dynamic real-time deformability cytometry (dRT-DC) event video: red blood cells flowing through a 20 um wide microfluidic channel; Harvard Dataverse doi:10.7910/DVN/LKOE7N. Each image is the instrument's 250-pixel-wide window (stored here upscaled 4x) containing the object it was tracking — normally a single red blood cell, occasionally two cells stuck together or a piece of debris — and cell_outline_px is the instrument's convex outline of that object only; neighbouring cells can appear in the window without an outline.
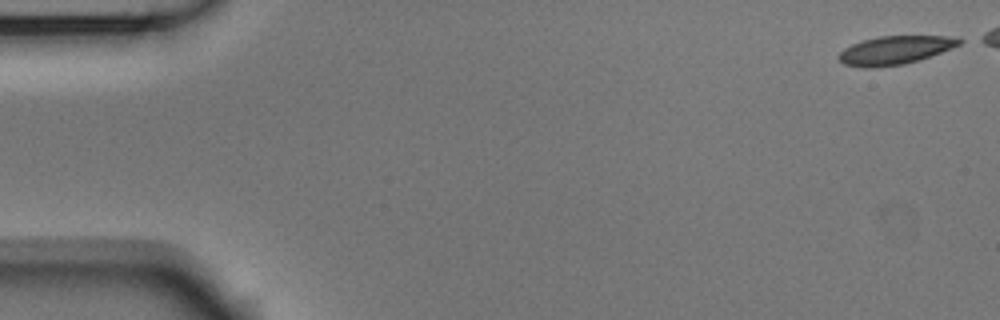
{"species": "Egyptian fruit bat (a non-hibernating species)", "species_latin": "Rousettus aegyptiacus", "temperature_condition": "room temperature", "stored_images_in_passage": 47, "camera_frame_rate_fps": 3000, "um_per_image_px": 0.085, "animal": {"sex": "male"}, "frame": {"image": 1, "passage_image": 1, "time_ms": 0.0, "image_size_px": [1000, 320], "cell_outline_px": [[968, 40], [952, 48], [920, 60], [904, 64], [872, 68], [860, 68], [844, 64], [836, 60], [836, 56], [844, 48], [852, 44], [864, 40], [880, 36], [960, 36]], "centroid_in_image_um": [76.1, 4.27], "position_along_channel_um": 8.9, "area_um2": 20.4}}
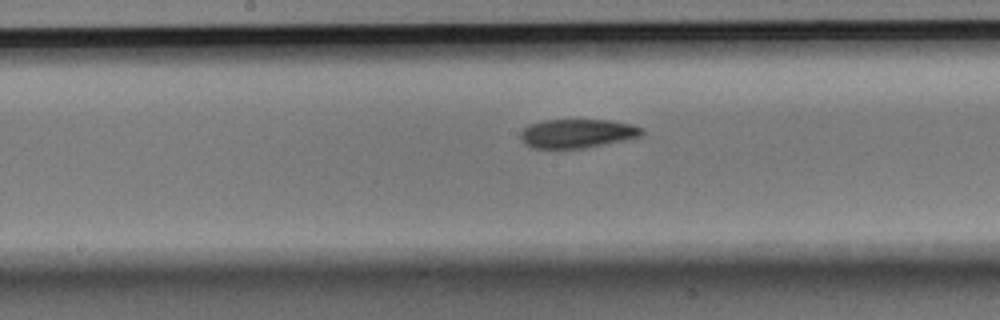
{"frame": {"image": 2, "passage_image": 27, "time_ms": 8.667, "image_size_px": [1000, 320], "cell_outline_px": [[644, 132], [640, 136], [624, 140], [580, 148], [532, 148], [524, 144], [520, 136], [520, 132], [528, 124], [544, 120], [612, 120], [632, 124], [644, 128]], "centroid_in_image_um": [49.05, 11.33], "position_along_channel_um": 199.1, "area_um2": 20.4}}
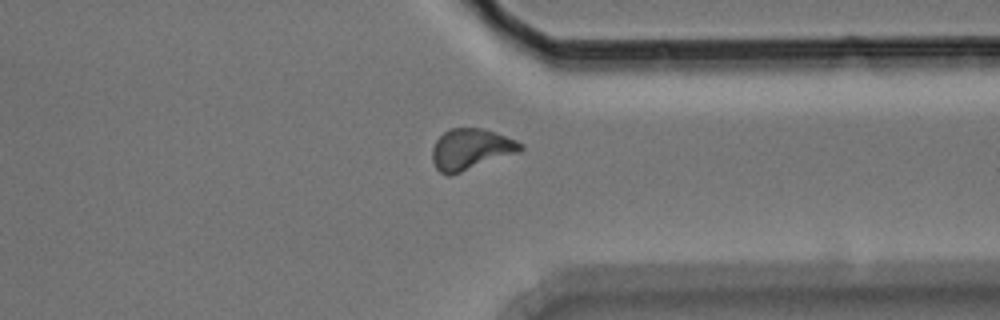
{"frame": {"image": 3, "passage_image": 41, "time_ms": 13.333, "image_size_px": [1000, 320], "cell_outline_px": [[524, 148], [520, 152], [448, 176], [440, 172], [436, 168], [432, 160], [432, 148], [436, 140], [448, 128], [484, 128], [496, 132], [516, 140], [524, 144]], "centroid_in_image_um": [40.03, 12.67], "position_along_channel_um": 371.4, "area_um2": 21.15}, "authors_computed_cell_mechanics": {"area_um2": 20.6346, "velocity_mm_per_s": 3.7266, "shape_relaxation_time_tau1_ms": 5.2161, "shape_relaxation_time_tau2_ms": 4.8507, "deformation_change_tau1": 0.1557, "deformation_change_tau2": 0.12}}